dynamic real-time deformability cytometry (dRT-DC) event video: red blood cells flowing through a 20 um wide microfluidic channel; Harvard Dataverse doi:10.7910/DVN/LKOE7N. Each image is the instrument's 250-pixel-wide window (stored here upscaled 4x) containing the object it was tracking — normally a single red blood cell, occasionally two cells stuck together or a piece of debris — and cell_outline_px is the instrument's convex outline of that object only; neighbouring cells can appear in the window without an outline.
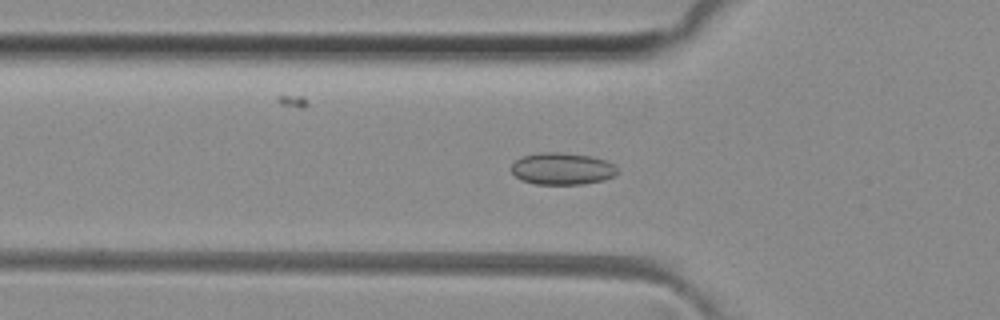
{"species": "common noctule bat (a hibernating species)", "species_latin": "Nyctalus noctula", "temperature_condition": "room temperature", "stored_images_in_passage": 49, "camera_frame_rate_fps": 3000, "um_per_image_px": 0.085, "animal": {"sex": "female", "body_mass_g": 29.2, "forearm_length_mm": 56.3}, "frame": {"image": 1, "passage_image": 16, "time_ms": 5.0, "image_size_px": [1000, 320], "cell_outline_px": [[620, 172], [604, 180], [584, 184], [536, 184], [520, 180], [512, 172], [512, 164], [516, 160], [524, 156], [540, 152], [560, 152], [592, 156], [604, 160], [612, 164]], "centroid_in_image_um": [47.78, 14.34], "position_along_channel_um": 78.0, "area_um2": 19.71}}
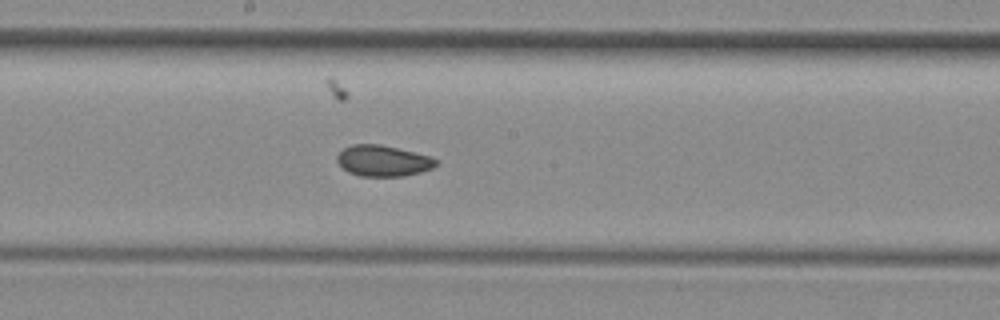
{"frame": {"image": 2, "passage_image": 26, "time_ms": 8.333, "image_size_px": [1000, 320], "cell_outline_px": [[436, 164], [432, 168], [420, 172], [404, 176], [360, 176], [348, 172], [336, 160], [336, 156], [344, 148], [352, 144], [380, 144], [428, 156], [436, 160]], "centroid_in_image_um": [32.51, 13.67], "position_along_channel_um": 215.7, "area_um2": 17.57}}
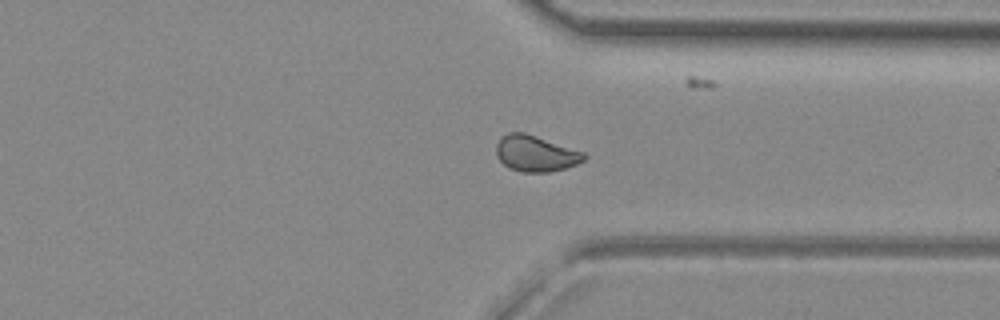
{"frame": {"image": 3, "passage_image": 37, "time_ms": 12.0, "image_size_px": [1000, 320], "cell_outline_px": [[588, 156], [584, 160], [576, 164], [564, 168], [548, 172], [520, 172], [508, 168], [496, 156], [496, 144], [500, 136], [508, 132], [524, 132], [584, 152]], "centroid_in_image_um": [45.49, 13.04], "position_along_channel_um": 365.9, "area_um2": 18.5}, "authors_computed_cell_mechanics": {"area_um2": 18.3804, "velocity_mm_per_s": 4.1141, "shape_relaxation_time_tau1_ms": null, "shape_relaxation_time_tau2_ms": 3.6799, "deformation_change_tau1": null, "deformation_change_tau2": 0.0642}}